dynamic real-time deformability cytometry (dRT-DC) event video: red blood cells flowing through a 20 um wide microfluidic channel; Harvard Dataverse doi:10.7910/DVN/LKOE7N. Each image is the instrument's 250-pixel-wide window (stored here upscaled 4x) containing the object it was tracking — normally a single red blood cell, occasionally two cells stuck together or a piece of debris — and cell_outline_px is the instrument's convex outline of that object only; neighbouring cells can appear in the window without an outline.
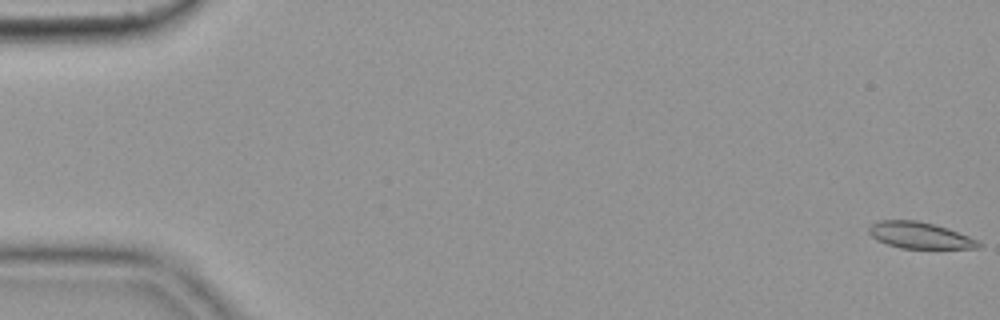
{"species": "common noctule bat (a hibernating species)", "species_latin": "Nyctalus noctula", "temperature_condition": "cold", "stored_images_in_passage": 56, "camera_frame_rate_fps": 3000, "um_per_image_px": 0.085, "animal": {"sex": "female", "body_mass_g": 19.9}, "frame": {"image": 1, "passage_image": 1, "time_ms": 0.0, "image_size_px": [1000, 320], "cell_outline_px": [[984, 244], [980, 248], [900, 248], [876, 240], [868, 232], [868, 228], [876, 220], [916, 220], [948, 228], [968, 236]], "centroid_in_image_um": [78.16, 20.0], "position_along_channel_um": 6.8, "area_um2": 16.82}}
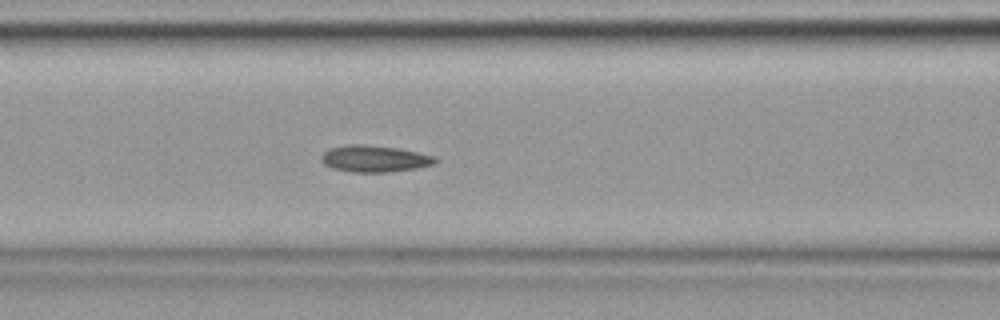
{"frame": {"image": 2, "passage_image": 24, "time_ms": 7.667, "image_size_px": [1000, 320], "cell_outline_px": [[440, 160], [436, 164], [416, 168], [388, 172], [352, 172], [332, 168], [324, 164], [320, 160], [320, 156], [328, 148], [352, 144], [364, 144], [400, 148], [436, 156]], "centroid_in_image_um": [31.86, 13.48], "position_along_channel_um": 134.7, "area_um2": 17.98}}
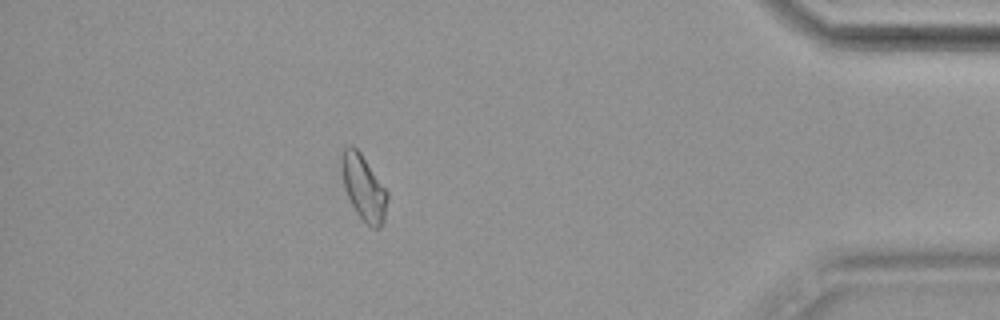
{"frame": {"image": 3, "passage_image": 50, "time_ms": 16.333, "image_size_px": [1000, 320], "cell_outline_px": [[388, 200], [384, 220], [380, 228], [372, 228], [356, 212], [344, 188], [340, 172], [340, 160], [344, 148], [348, 144], [352, 144], [360, 152], [388, 192]], "centroid_in_image_um": [30.89, 15.91], "position_along_channel_um": 404.3, "area_um2": 17.51}, "authors_computed_cell_mechanics": {"area_um2": 17.4556, "velocity_mm_per_s": 3.6092, "shape_relaxation_time_tau1_ms": null, "shape_relaxation_time_tau2_ms": 3.1815, "deformation_change_tau1": null, "deformation_change_tau2": 0.0943}}